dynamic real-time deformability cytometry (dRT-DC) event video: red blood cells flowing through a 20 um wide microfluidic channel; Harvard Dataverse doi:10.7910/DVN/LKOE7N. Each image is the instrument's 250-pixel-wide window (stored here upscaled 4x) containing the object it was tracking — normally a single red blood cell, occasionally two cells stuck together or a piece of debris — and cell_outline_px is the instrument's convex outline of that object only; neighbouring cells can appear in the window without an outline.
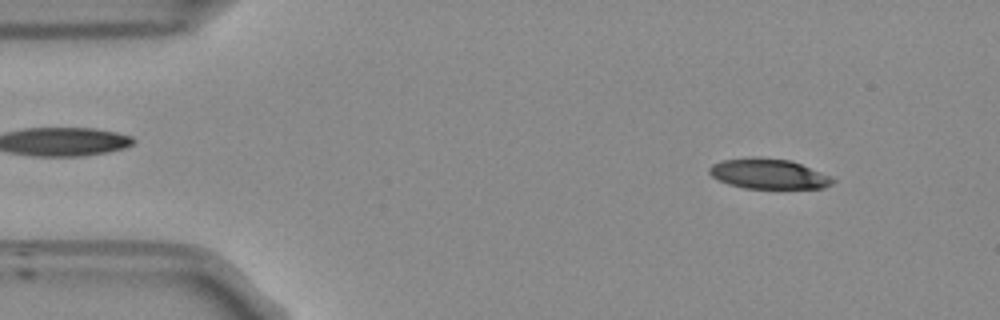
{"species": "Egyptian fruit bat (a non-hibernating species)", "species_latin": "Rousettus aegyptiacus", "temperature_condition": "room temperature", "stored_images_in_passage": 52, "camera_frame_rate_fps": 3000, "um_per_image_px": 0.085, "frame": {"image": 1, "passage_image": 5, "time_ms": 1.333, "image_size_px": [1000, 320], "cell_outline_px": [[836, 180], [832, 184], [824, 188], [744, 188], [728, 184], [716, 180], [708, 172], [708, 168], [712, 164], [724, 160], [752, 156], [760, 156], [788, 160], [800, 164], [828, 176]], "centroid_in_image_um": [65.25, 14.77], "position_along_channel_um": 19.7, "area_um2": 21.62}}
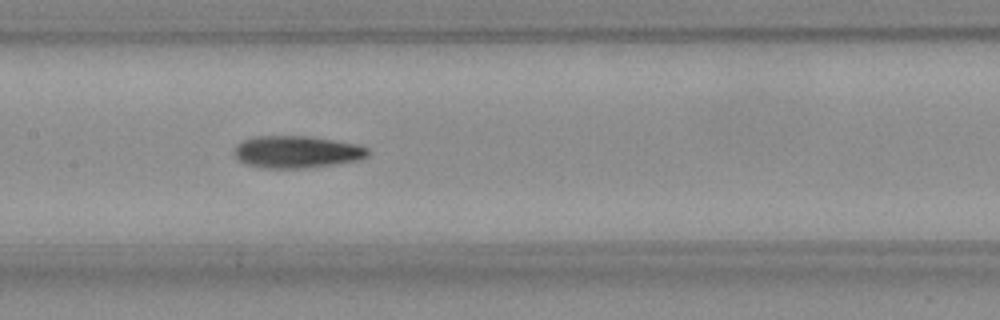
{"frame": {"image": 2, "passage_image": 24, "time_ms": 7.667, "image_size_px": [1000, 320], "cell_outline_px": [[368, 156], [360, 160], [304, 168], [264, 168], [248, 164], [240, 160], [236, 156], [236, 144], [244, 140], [256, 136], [308, 136], [356, 144], [368, 148]], "centroid_in_image_um": [25.24, 12.91], "position_along_channel_um": 182.2, "area_um2": 24.68}}
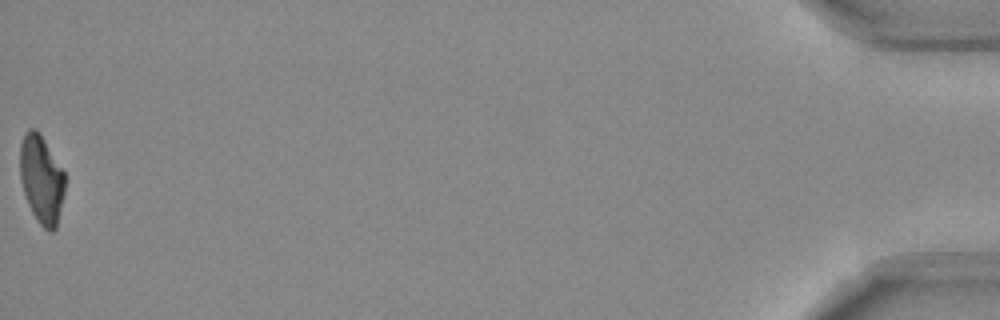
{"frame": {"image": 3, "passage_image": 52, "time_ms": 17.0, "image_size_px": [1000, 320], "cell_outline_px": [[64, 192], [56, 228], [52, 232], [48, 232], [40, 224], [32, 212], [28, 204], [20, 180], [20, 144], [24, 132], [28, 128], [36, 128], [40, 132], [64, 172]], "centroid_in_image_um": [3.51, 15.21], "position_along_channel_um": 431.7, "area_um2": 23.12}, "authors_computed_cell_mechanics": {"area_um2": 23.987, "velocity_mm_per_s": 3.8125, "shape_relaxation_time_tau1_ms": 6.6064, "shape_relaxation_time_tau2_ms": null, "deformation_change_tau1": 0.2096, "deformation_change_tau2": null}}